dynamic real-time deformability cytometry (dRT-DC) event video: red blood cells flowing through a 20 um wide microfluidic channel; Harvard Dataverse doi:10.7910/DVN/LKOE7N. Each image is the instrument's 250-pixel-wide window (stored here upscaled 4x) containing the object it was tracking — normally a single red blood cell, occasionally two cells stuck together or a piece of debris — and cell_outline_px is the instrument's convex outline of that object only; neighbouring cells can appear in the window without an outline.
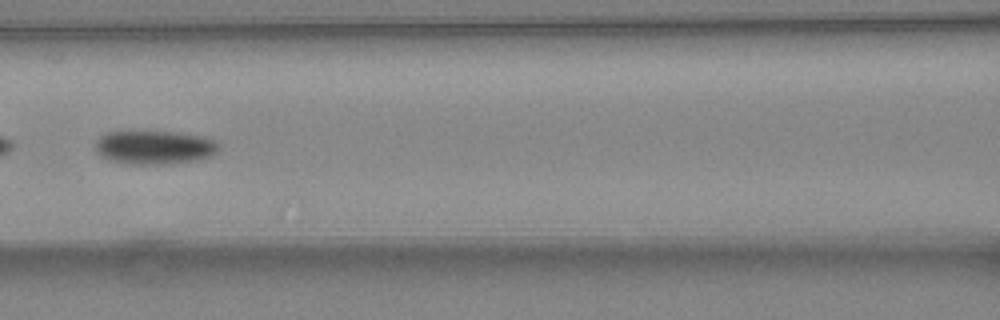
{"species": "common noctule bat (a hibernating species)", "species_latin": "Nyctalus noctula", "temperature_condition": "warm", "stored_images_in_passage": 47, "camera_frame_rate_fps": 3000, "um_per_image_px": 0.085, "animal": {"sex": "female", "body_mass_g": 24.6, "forearm_length_mm": 56.2}, "frame": {"image": 1, "passage_image": 23, "time_ms": 7.333, "image_size_px": [1000, 320], "cell_outline_px": [[220, 148], [212, 156], [196, 160], [168, 164], [128, 164], [112, 160], [100, 156], [96, 152], [96, 140], [104, 132], [176, 132], [200, 136], [216, 140], [220, 144]], "centroid_in_image_um": [13.15, 12.53], "position_along_channel_um": 153.5, "area_um2": 24.28}}
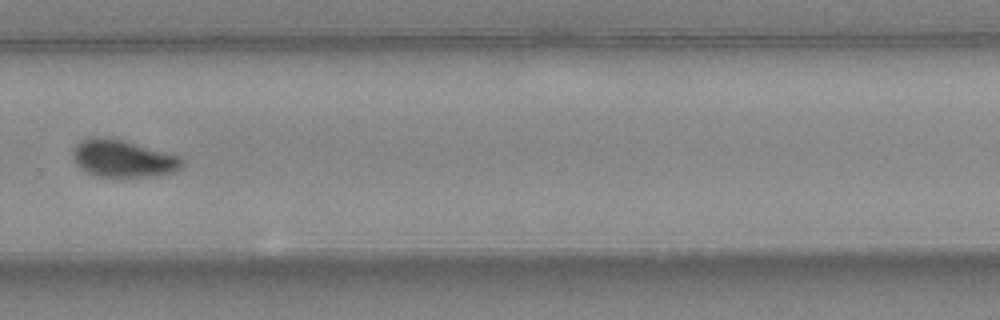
{"frame": {"image": 2, "passage_image": 34, "time_ms": 11.0, "image_size_px": [1000, 320], "cell_outline_px": [[184, 164], [180, 168], [172, 172], [152, 176], [96, 176], [80, 168], [76, 164], [72, 156], [72, 152], [76, 144], [84, 140], [96, 136], [104, 136], [120, 140], [180, 156], [184, 160]], "centroid_in_image_um": [10.44, 13.47], "position_along_channel_um": 319.4, "area_um2": 23.29}}
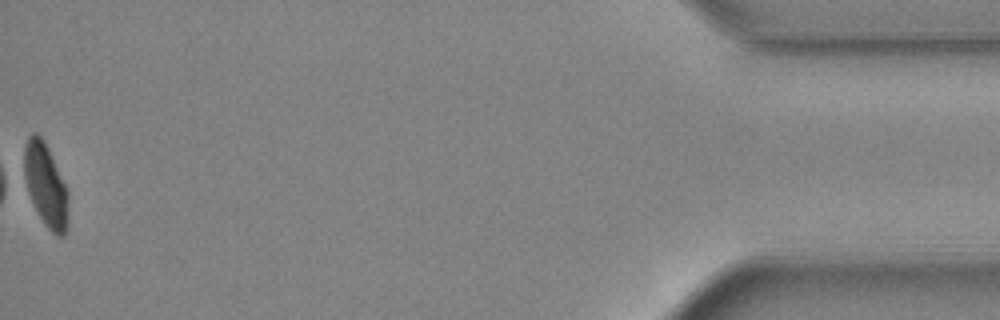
{"frame": {"image": 3, "passage_image": 47, "time_ms": 15.333, "image_size_px": [1000, 320], "cell_outline_px": [[68, 220], [64, 236], [56, 236], [44, 224], [20, 176], [24, 144], [28, 136], [32, 132], [36, 132], [44, 140], [68, 188]], "centroid_in_image_um": [3.84, 15.67], "position_along_channel_um": 431.4, "area_um2": 22.2}, "authors_computed_cell_mechanics": {"area_um2": 24.5072, "velocity_mm_per_s": 4.538, "shape_relaxation_time_tau1_ms": 3.2401, "shape_relaxation_time_tau2_ms": null, "deformation_change_tau1": 0.1308, "deformation_change_tau2": null}}